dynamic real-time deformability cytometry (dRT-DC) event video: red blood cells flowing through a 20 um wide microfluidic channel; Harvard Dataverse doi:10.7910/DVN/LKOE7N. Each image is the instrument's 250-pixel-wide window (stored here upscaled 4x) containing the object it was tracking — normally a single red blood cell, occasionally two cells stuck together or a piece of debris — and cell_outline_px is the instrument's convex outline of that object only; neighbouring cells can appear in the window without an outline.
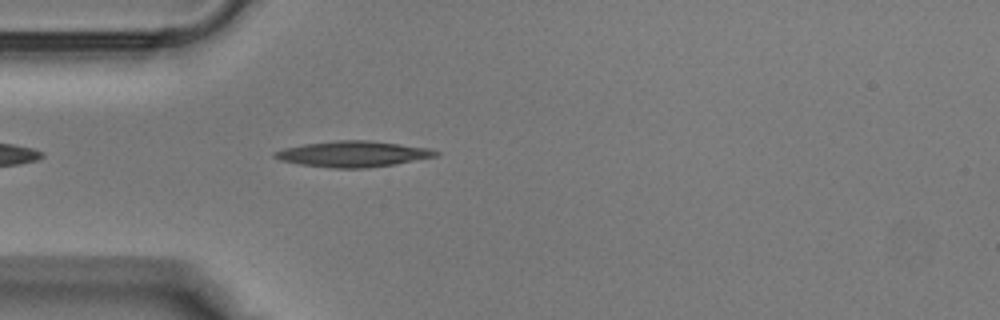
{"species": "Egyptian fruit bat (a non-hibernating species)", "species_latin": "Rousettus aegyptiacus", "temperature_condition": "warm", "stored_images_in_passage": 30, "camera_frame_rate_fps": 3000, "um_per_image_px": 0.085, "animal": {"sex": "male"}, "frame": {"image": 1, "passage_image": 3, "time_ms": 0.667, "image_size_px": [1000, 320], "cell_outline_px": [[440, 156], [392, 164], [364, 168], [332, 168], [300, 164], [280, 160], [272, 156], [272, 152], [284, 148], [304, 144], [336, 140], [368, 140], [400, 144], [428, 148], [440, 152]], "centroid_in_image_um": [29.99, 13.08], "position_along_channel_um": 55.0, "area_um2": 24.16}}
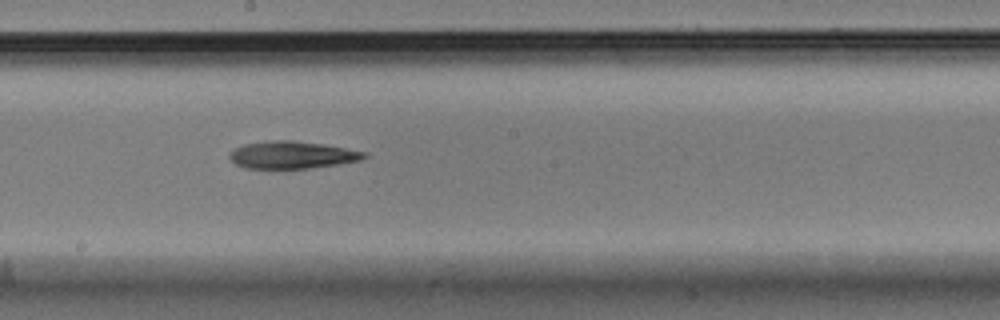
{"frame": {"image": 2, "passage_image": 13, "time_ms": 4.0, "image_size_px": [1000, 320], "cell_outline_px": [[368, 156], [360, 160], [340, 164], [308, 168], [244, 168], [236, 164], [228, 156], [236, 148], [244, 144], [272, 140], [288, 140], [324, 144], [368, 152]], "centroid_in_image_um": [24.87, 13.17], "position_along_channel_um": 223.3, "area_um2": 21.33}}
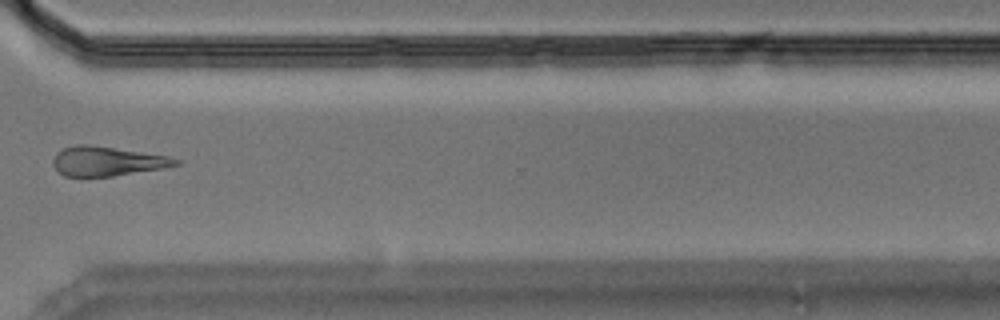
{"frame": {"image": 3, "passage_image": 21, "time_ms": 6.667, "image_size_px": [1000, 320], "cell_outline_px": [[180, 164], [164, 168], [112, 176], [64, 176], [56, 172], [52, 164], [52, 160], [56, 152], [60, 148], [76, 144], [88, 144], [168, 156], [180, 160]], "centroid_in_image_um": [9.03, 13.7], "position_along_channel_um": 361.6, "area_um2": 21.15}}